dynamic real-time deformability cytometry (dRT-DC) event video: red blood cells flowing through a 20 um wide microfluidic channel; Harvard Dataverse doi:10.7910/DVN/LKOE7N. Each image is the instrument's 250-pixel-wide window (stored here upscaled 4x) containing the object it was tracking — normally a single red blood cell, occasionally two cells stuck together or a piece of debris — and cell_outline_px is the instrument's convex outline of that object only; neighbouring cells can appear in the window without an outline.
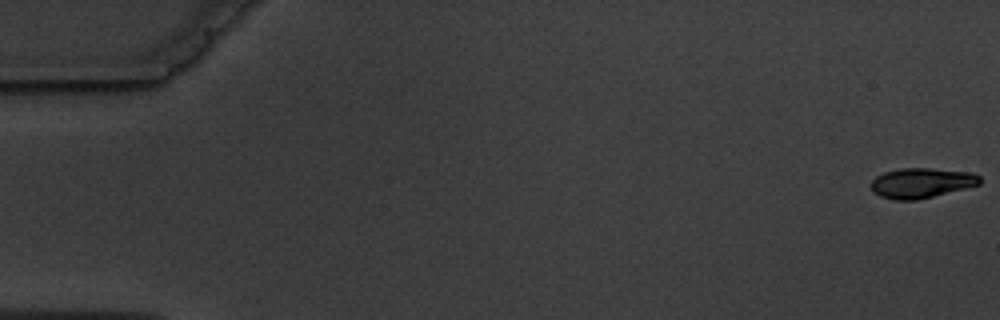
{"species": "common noctule bat (a hibernating species)", "species_latin": "Nyctalus noctula", "temperature_condition": "warm", "stored_images_in_passage": 6, "camera_frame_rate_fps": 3000, "um_per_image_px": 0.085, "animal": {"sex": "male", "body_mass_g": 19.5, "forearm_length_mm": 54.6}, "frame": {"image": 1, "passage_image": 1, "time_ms": 0.0, "image_size_px": [1000, 320], "cell_outline_px": [[980, 184], [916, 200], [896, 200], [880, 196], [872, 188], [872, 180], [876, 176], [884, 172], [900, 168], [928, 168], [972, 172], [980, 176]], "centroid_in_image_um": [78.32, 15.53], "position_along_channel_um": 6.7, "area_um2": 18.73}}
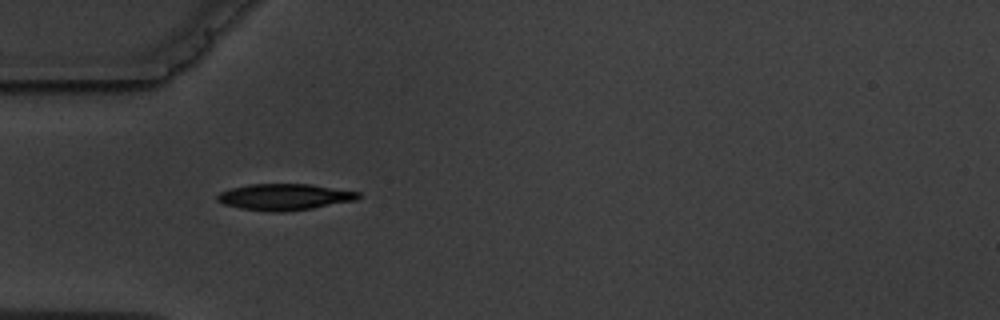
{"frame": {"image": 2, "passage_image": 5, "time_ms": 5.667, "image_size_px": [1000, 320], "cell_outline_px": [[360, 196], [356, 200], [312, 208], [284, 212], [272, 212], [240, 208], [224, 204], [216, 200], [216, 196], [220, 192], [232, 188], [248, 184], [308, 184], [360, 192]], "centroid_in_image_um": [24.16, 16.74], "position_along_channel_um": 60.8, "area_um2": 21.5}}
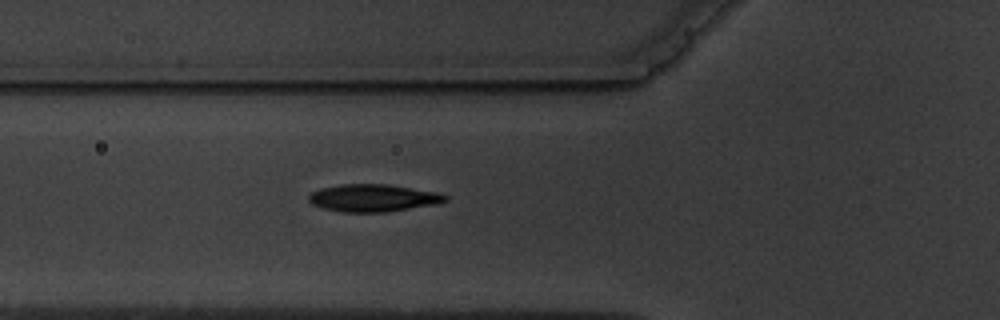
{"frame": {"image": 3, "passage_image": 6, "time_ms": 6.667, "image_size_px": [1000, 320], "cell_outline_px": [[448, 200], [440, 204], [384, 212], [340, 212], [324, 208], [312, 204], [308, 200], [308, 196], [312, 192], [320, 188], [340, 184], [388, 184], [440, 192], [448, 196]], "centroid_in_image_um": [31.76, 16.82], "position_along_channel_um": 94.0, "area_um2": 22.08}}